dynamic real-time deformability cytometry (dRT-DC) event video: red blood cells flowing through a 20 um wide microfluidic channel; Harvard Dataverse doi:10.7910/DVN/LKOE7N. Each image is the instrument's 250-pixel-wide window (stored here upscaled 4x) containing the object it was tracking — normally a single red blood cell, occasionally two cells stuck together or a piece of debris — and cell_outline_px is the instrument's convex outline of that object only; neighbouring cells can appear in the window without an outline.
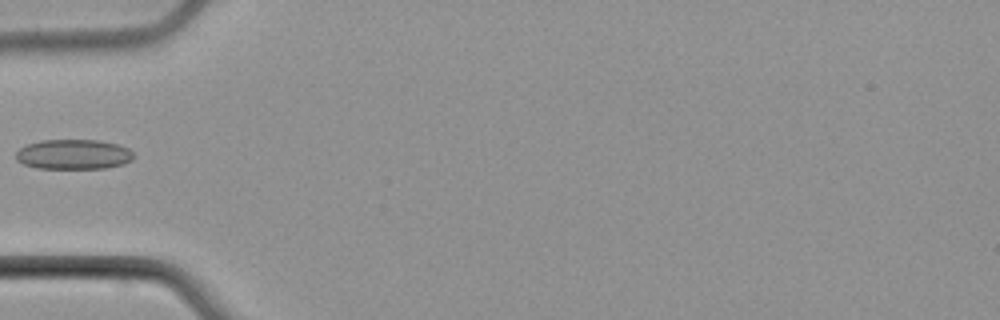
{"species": "common noctule bat (a hibernating species)", "species_latin": "Nyctalus noctula", "temperature_condition": "cold", "stored_images_in_passage": 1, "camera_frame_rate_fps": 3000, "um_per_image_px": 0.085, "animal": {"sex": "male", "body_mass_g": 21.5, "forearm_length_mm": 52.0}, "frame": {"image": 1, "passage_image": 1, "time_ms": 0.0, "image_size_px": [1000, 320], "cell_outline_px": [[132, 160], [124, 164], [104, 168], [36, 168], [24, 164], [16, 160], [16, 152], [20, 148], [28, 144], [40, 140], [100, 140], [116, 144], [128, 148], [132, 152]], "centroid_in_image_um": [6.23, 13.12], "position_along_channel_um": 78.8, "area_um2": 20.46}}